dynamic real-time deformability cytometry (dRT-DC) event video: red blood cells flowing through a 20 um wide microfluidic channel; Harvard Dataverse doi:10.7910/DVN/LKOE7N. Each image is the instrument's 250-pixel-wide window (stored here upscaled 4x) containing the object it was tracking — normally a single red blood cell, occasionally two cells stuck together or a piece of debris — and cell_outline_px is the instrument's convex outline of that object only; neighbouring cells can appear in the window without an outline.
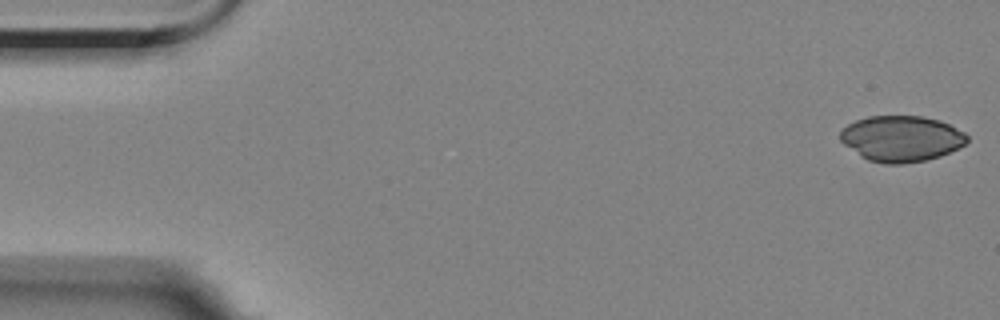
{"species": "Egyptian fruit bat (a non-hibernating species)", "species_latin": "Rousettus aegyptiacus", "temperature_condition": "room temperature", "stored_images_in_passage": 55, "camera_frame_rate_fps": 3000, "um_per_image_px": 0.085, "animal": {"sex": "female"}, "frame": {"image": 1, "passage_image": 1, "time_ms": 0.0, "image_size_px": [1000, 320], "cell_outline_px": [[968, 140], [960, 148], [940, 156], [924, 160], [904, 164], [884, 164], [868, 160], [860, 156], [844, 144], [840, 140], [840, 132], [848, 124], [856, 120], [868, 116], [924, 116], [940, 120], [964, 132], [968, 136]], "centroid_in_image_um": [76.62, 11.78], "position_along_channel_um": 8.4, "area_um2": 33.99}}